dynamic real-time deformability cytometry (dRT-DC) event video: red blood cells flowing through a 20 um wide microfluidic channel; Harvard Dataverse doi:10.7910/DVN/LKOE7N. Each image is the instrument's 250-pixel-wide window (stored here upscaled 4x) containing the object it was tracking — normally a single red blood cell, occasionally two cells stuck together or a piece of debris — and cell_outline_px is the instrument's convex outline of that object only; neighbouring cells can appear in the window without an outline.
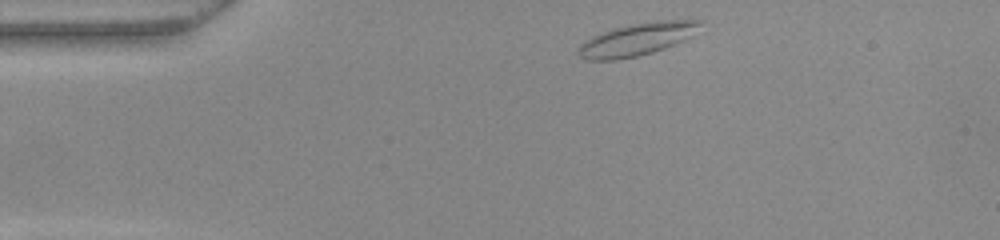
{"species": "common noctule bat (a hibernating species)", "species_latin": "Nyctalus noctula", "temperature_condition": "warm", "stored_images_in_passage": 43, "camera_frame_rate_fps": 3000, "um_per_image_px": 0.085, "animal": {"sex": "female", "body_mass_g": 22.0, "forearm_length_mm": 56.7}, "frame": {"image": 1, "passage_image": 1, "time_ms": 0.0, "image_size_px": [1000, 240], "cell_outline_px": [[704, 20], [692, 36], [684, 40], [664, 48], [652, 52], [636, 56], [616, 60], [588, 60], [580, 56], [576, 52], [580, 44], [584, 40], [592, 36], [612, 28], [628, 24], [652, 20]], "centroid_in_image_um": [54.12, 3.33], "position_along_channel_um": 30.9, "area_um2": 23.24}}
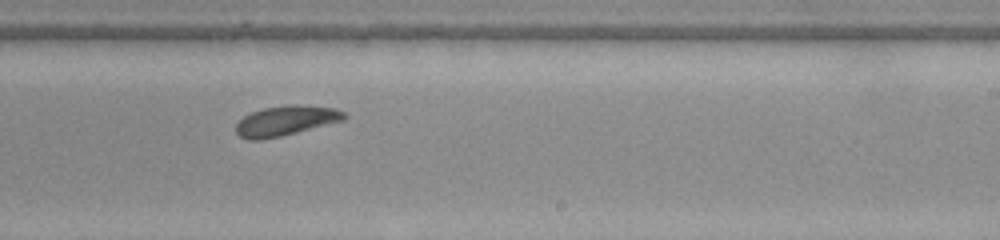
{"frame": {"image": 2, "passage_image": 23, "time_ms": 7.333, "image_size_px": [1000, 240], "cell_outline_px": [[348, 116], [344, 120], [280, 136], [260, 140], [248, 140], [240, 136], [236, 132], [236, 124], [244, 116], [252, 112], [264, 108], [296, 104], [336, 108], [344, 112]], "centroid_in_image_um": [24.3, 10.26], "position_along_channel_um": 264.7, "area_um2": 18.67}}
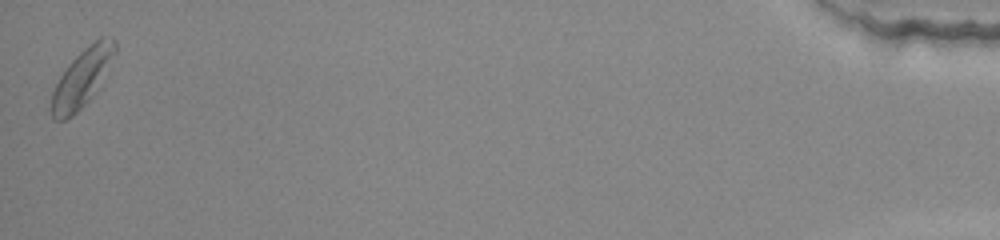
{"frame": {"image": 3, "passage_image": 43, "time_ms": 14.0, "image_size_px": [1000, 240], "cell_outline_px": [[116, 52], [108, 76], [100, 88], [72, 116], [64, 120], [56, 120], [52, 116], [52, 92], [60, 76], [68, 64], [84, 48], [100, 36], [112, 36], [116, 40]], "centroid_in_image_um": [7.06, 6.57], "position_along_channel_um": 428.1, "area_um2": 21.79}, "authors_computed_cell_mechanics": {"area_um2": 18.8428, "velocity_mm_per_s": 3.9032, "shape_relaxation_time_tau1_ms": null, "shape_relaxation_time_tau2_ms": 2.7986, "deformation_change_tau1": null, "deformation_change_tau2": 0.1017}}